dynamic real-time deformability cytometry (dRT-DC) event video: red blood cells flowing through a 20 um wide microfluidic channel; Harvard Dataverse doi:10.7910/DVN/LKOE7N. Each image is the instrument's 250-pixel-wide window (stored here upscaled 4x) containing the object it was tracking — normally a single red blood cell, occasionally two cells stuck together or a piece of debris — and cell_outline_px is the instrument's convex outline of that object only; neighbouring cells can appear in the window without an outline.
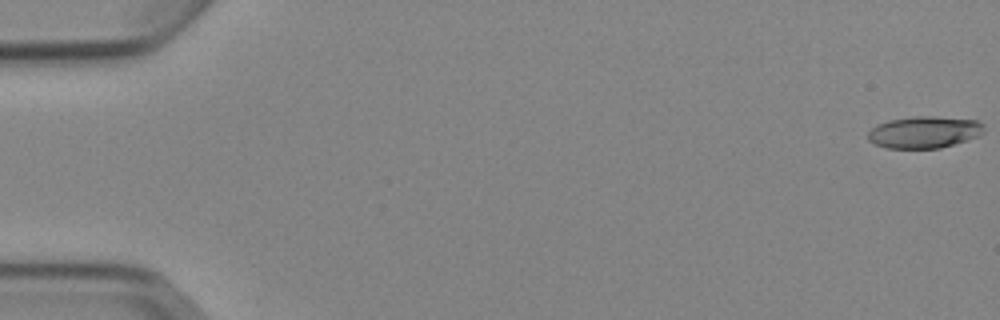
{"species": "Egyptian fruit bat (a non-hibernating species)", "species_latin": "Rousettus aegyptiacus", "temperature_condition": "cold", "stored_images_in_passage": 5, "camera_frame_rate_fps": 3000, "um_per_image_px": 0.085, "animal": {"sex": "female"}, "frame": {"image": 1, "passage_image": 1, "time_ms": 0.0, "image_size_px": [1000, 320], "cell_outline_px": [[984, 132], [980, 136], [940, 148], [888, 148], [876, 144], [868, 140], [868, 132], [876, 124], [888, 120], [912, 116], [932, 116], [976, 120], [984, 124]], "centroid_in_image_um": [78.57, 11.22], "position_along_channel_um": 6.4, "area_um2": 21.62}}
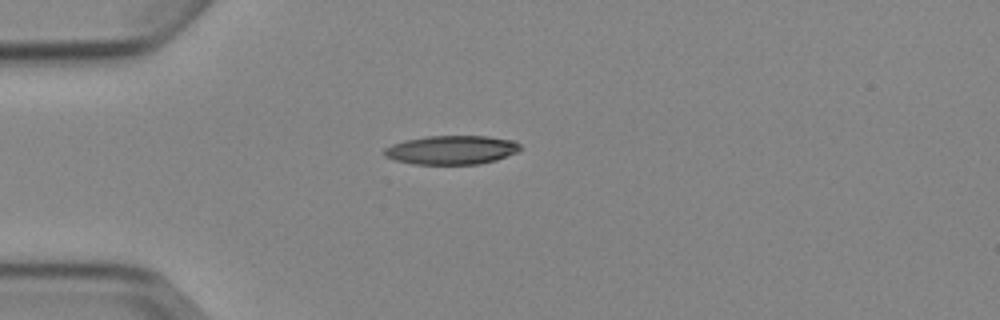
{"frame": {"image": 2, "passage_image": 5, "time_ms": 4.667, "image_size_px": [1000, 320], "cell_outline_px": [[520, 148], [516, 152], [496, 160], [480, 164], [412, 164], [396, 160], [384, 156], [384, 148], [392, 144], [404, 140], [428, 136], [488, 136], [512, 140], [520, 144]], "centroid_in_image_um": [38.36, 12.74], "position_along_channel_um": 46.6, "area_um2": 22.83}}